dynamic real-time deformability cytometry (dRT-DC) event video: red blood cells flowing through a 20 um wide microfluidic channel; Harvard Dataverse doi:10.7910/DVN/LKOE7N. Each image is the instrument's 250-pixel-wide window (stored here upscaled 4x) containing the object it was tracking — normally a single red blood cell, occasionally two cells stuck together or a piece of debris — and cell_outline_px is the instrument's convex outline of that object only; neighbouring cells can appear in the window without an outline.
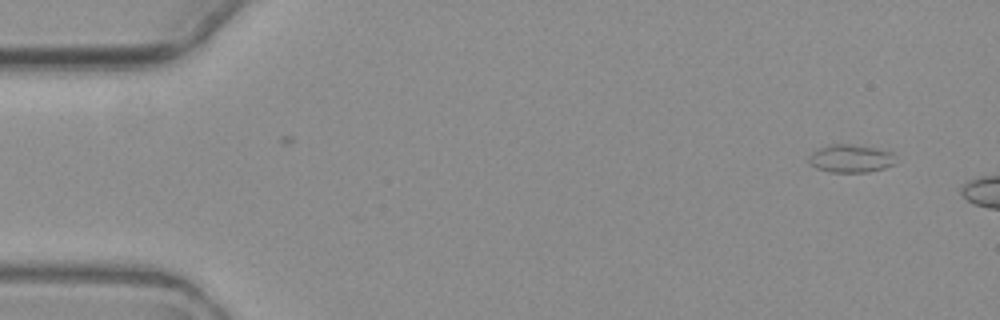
{"species": "common noctule bat (a hibernating species)", "species_latin": "Nyctalus noctula", "temperature_condition": "warm", "stored_images_in_passage": 2, "camera_frame_rate_fps": 3000, "um_per_image_px": 0.085, "animal": {"sex": "female", "body_mass_g": 19.3, "forearm_length_mm": 54.1}, "frame": {"image": 1, "passage_image": 1, "time_ms": 0.0, "image_size_px": [1000, 320], "cell_outline_px": [[892, 164], [884, 168], [868, 172], [832, 172], [816, 168], [808, 160], [808, 156], [812, 152], [828, 144], [852, 144], [892, 152]], "centroid_in_image_um": [72.24, 13.47], "position_along_channel_um": 12.8, "area_um2": 13.81}}